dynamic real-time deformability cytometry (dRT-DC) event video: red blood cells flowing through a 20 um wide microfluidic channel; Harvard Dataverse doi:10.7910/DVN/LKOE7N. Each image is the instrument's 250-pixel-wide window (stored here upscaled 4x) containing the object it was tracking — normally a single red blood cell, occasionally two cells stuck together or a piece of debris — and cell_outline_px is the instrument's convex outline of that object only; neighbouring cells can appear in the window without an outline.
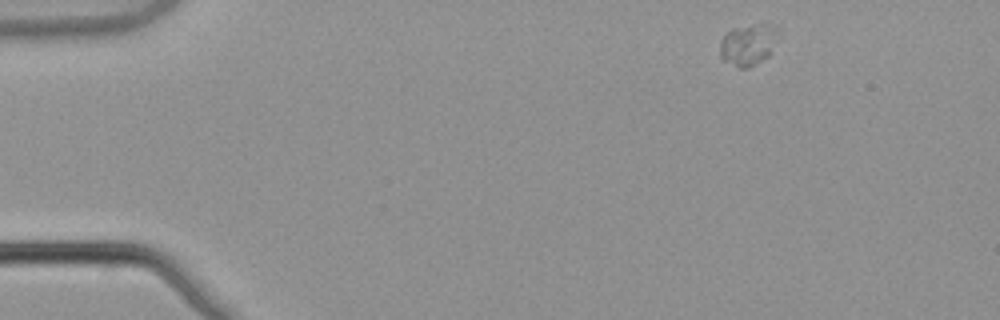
{"species": "common noctule bat (a hibernating species)", "species_latin": "Nyctalus noctula", "temperature_condition": "warm", "stored_images_in_passage": 7, "camera_frame_rate_fps": 3000, "um_per_image_px": 0.085, "animal": {"sex": "male", "body_mass_g": 21.5, "forearm_length_mm": 52.0}, "frame": {"image": 1, "passage_image": 1, "time_ms": 0.0, "image_size_px": [1000, 320], "cell_outline_px": [[768, 56], [748, 68], [740, 68], [724, 60], [720, 56], [720, 40], [732, 28], [752, 28], [756, 32], [768, 48]], "centroid_in_image_um": [63.14, 4.05], "position_along_channel_um": 21.9, "area_um2": 10.64}}
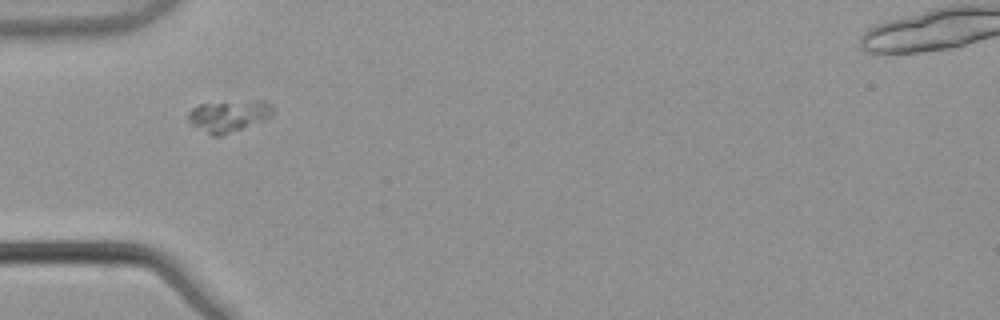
{"frame": {"image": 2, "passage_image": 4, "time_ms": 1.0, "image_size_px": [1000, 320], "cell_outline_px": [[272, 116], [264, 120], [220, 136], [212, 136], [192, 124], [188, 120], [188, 112], [192, 108], [200, 104], [256, 100], [264, 100], [272, 104]], "centroid_in_image_um": [19.45, 9.84], "position_along_channel_um": 65.5, "area_um2": 15.43}}
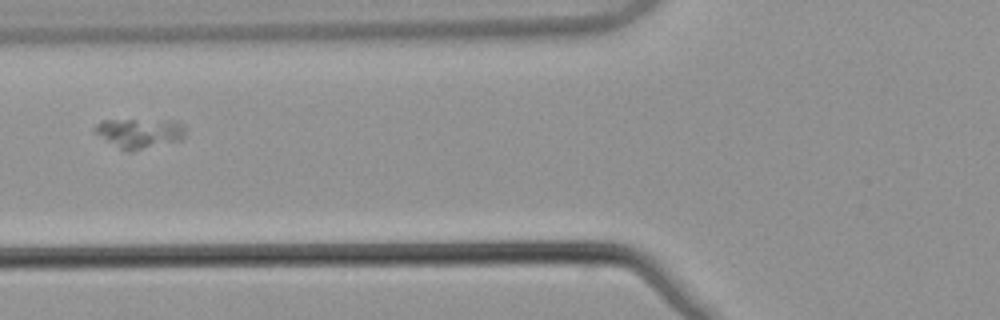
{"frame": {"image": 3, "passage_image": 5, "time_ms": 1.333, "image_size_px": [1000, 320], "cell_outline_px": [[184, 136], [180, 140], [140, 148], [120, 148], [92, 132], [92, 128], [96, 124], [104, 120], [180, 120], [184, 124]], "centroid_in_image_um": [11.86, 11.25], "position_along_channel_um": 113.9, "area_um2": 15.2}}